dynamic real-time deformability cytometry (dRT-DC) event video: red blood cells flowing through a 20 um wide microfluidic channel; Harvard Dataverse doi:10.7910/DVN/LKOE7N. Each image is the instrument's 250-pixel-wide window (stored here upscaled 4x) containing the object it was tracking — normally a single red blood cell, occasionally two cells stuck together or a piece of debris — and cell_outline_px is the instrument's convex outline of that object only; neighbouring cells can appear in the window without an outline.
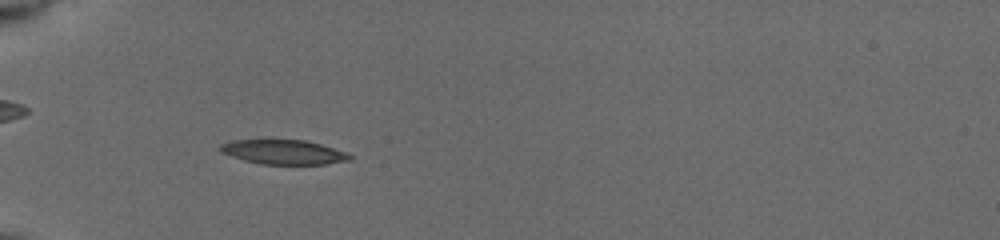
{"species": "common noctule bat (a hibernating species)", "species_latin": "Nyctalus noctula", "temperature_condition": "cold", "stored_images_in_passage": 12, "camera_frame_rate_fps": 3000, "um_per_image_px": 0.085, "animal": {"sex": "female", "body_mass_g": 19.5, "forearm_length_mm": 54.1}, "frame": {"image": 1, "passage_image": 7, "time_ms": 4.0, "image_size_px": [1000, 240], "cell_outline_px": [[352, 160], [324, 164], [260, 164], [244, 160], [220, 152], [216, 148], [220, 144], [232, 140], [304, 140], [320, 144], [344, 152], [352, 156]], "centroid_in_image_um": [24.04, 12.92], "position_along_channel_um": 61.0, "area_um2": 18.38}}
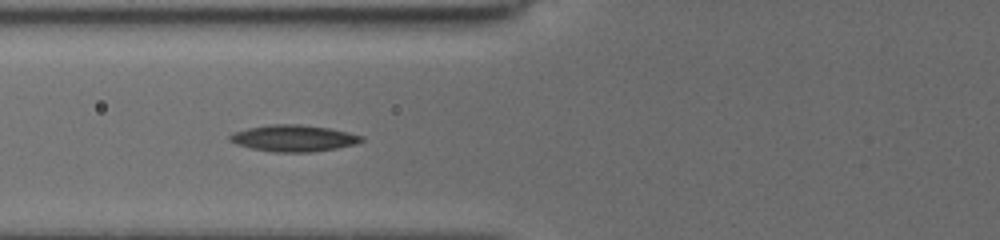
{"frame": {"image": 2, "passage_image": 9, "time_ms": 5.333, "image_size_px": [1000, 240], "cell_outline_px": [[364, 140], [356, 144], [336, 148], [312, 152], [272, 152], [252, 148], [236, 144], [228, 140], [228, 136], [232, 132], [248, 128], [268, 124], [300, 124], [328, 128], [348, 132], [364, 136]], "centroid_in_image_um": [24.94, 11.74], "position_along_channel_um": 100.9, "area_um2": 20.46}}
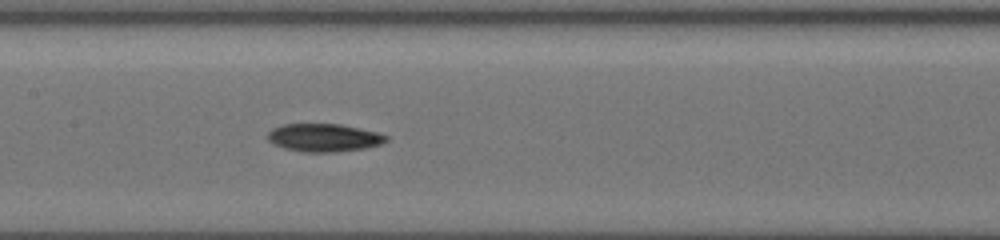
{"frame": {"image": 3, "passage_image": 12, "time_ms": 7.333, "image_size_px": [1000, 240], "cell_outline_px": [[388, 140], [380, 144], [364, 148], [336, 152], [304, 152], [284, 148], [272, 144], [268, 140], [268, 132], [272, 128], [284, 124], [340, 124], [376, 132], [388, 136]], "centroid_in_image_um": [27.5, 11.7], "position_along_channel_um": 179.9, "area_um2": 19.25}}